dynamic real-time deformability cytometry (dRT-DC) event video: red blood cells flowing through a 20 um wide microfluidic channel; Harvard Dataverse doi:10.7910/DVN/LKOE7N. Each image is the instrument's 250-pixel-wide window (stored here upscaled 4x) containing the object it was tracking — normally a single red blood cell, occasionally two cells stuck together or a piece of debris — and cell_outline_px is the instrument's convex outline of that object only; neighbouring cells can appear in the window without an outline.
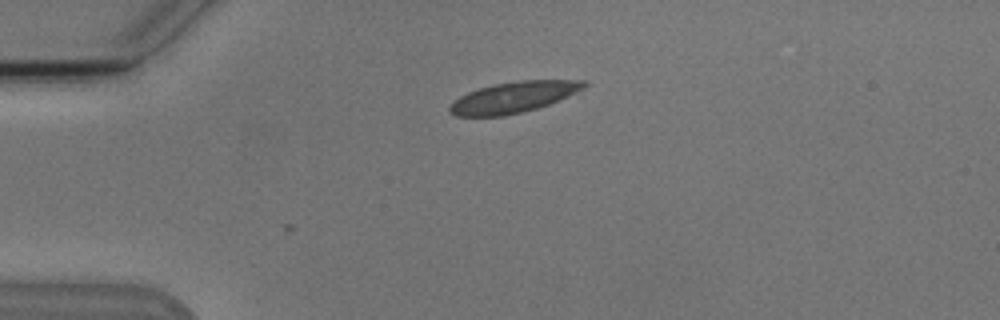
{"species": "Egyptian fruit bat (a non-hibernating species)", "species_latin": "Rousettus aegyptiacus", "temperature_condition": "cold", "stored_images_in_passage": 3, "camera_frame_rate_fps": 3000, "um_per_image_px": 0.085, "animal": {"sex": "male"}, "frame": {"image": 1, "passage_image": 1, "time_ms": 0.0, "image_size_px": [1000, 320], "cell_outline_px": [[588, 84], [584, 88], [548, 104], [536, 108], [504, 116], [456, 116], [448, 112], [448, 108], [452, 100], [468, 92], [492, 84], [520, 80], [588, 80]], "centroid_in_image_um": [43.6, 8.26], "position_along_channel_um": 41.4, "area_um2": 24.1}}